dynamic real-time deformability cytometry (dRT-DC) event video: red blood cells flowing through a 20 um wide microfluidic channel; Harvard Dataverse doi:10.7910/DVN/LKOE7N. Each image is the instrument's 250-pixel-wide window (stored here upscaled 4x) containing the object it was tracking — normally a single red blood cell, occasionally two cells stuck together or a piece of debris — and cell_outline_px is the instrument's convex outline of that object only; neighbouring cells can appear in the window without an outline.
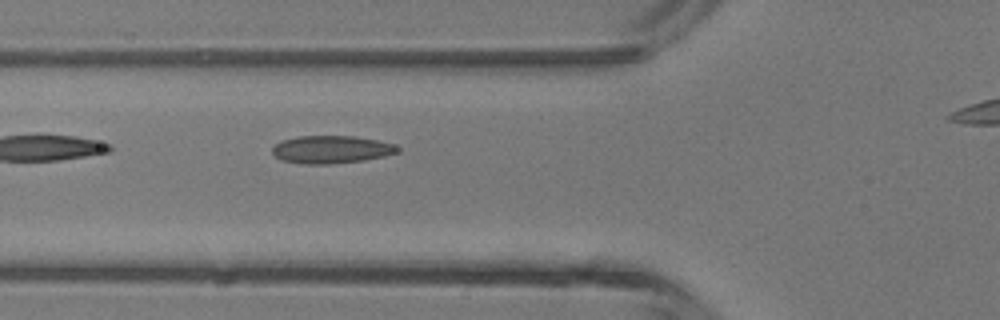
{"species": "common noctule bat (a hibernating species)", "species_latin": "Nyctalus noctula", "temperature_condition": "room temperature", "stored_images_in_passage": 27, "camera_frame_rate_fps": 3000, "um_per_image_px": 0.085, "animal": {"sex": "male", "body_mass_g": 13.3}, "frame": {"image": 1, "passage_image": 3, "time_ms": 0.667, "image_size_px": [1000, 320], "cell_outline_px": [[400, 152], [384, 156], [364, 160], [328, 164], [304, 164], [280, 160], [272, 152], [272, 148], [280, 140], [296, 136], [356, 136], [380, 140], [392, 144], [400, 148]], "centroid_in_image_um": [28.16, 12.7], "position_along_channel_um": 97.6, "area_um2": 20.4}}
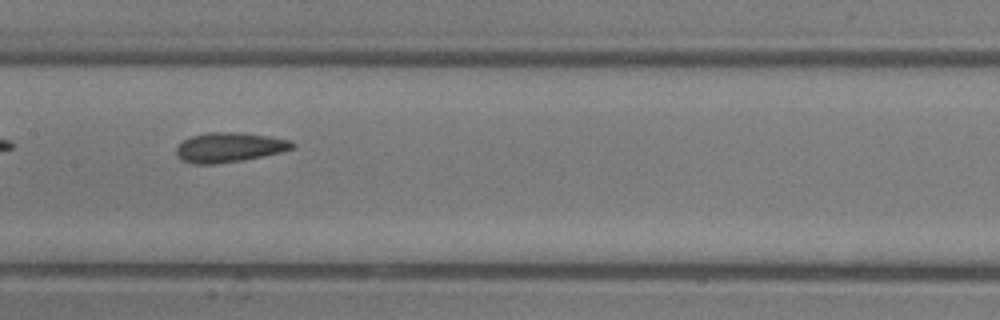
{"frame": {"image": 2, "passage_image": 9, "time_ms": 2.667, "image_size_px": [1000, 320], "cell_outline_px": [[296, 148], [280, 152], [240, 160], [216, 164], [192, 164], [180, 160], [176, 156], [176, 148], [184, 140], [192, 136], [208, 132], [236, 132], [268, 136], [292, 140], [296, 144]], "centroid_in_image_um": [19.48, 12.52], "position_along_channel_um": 187.9, "area_um2": 20.06}}
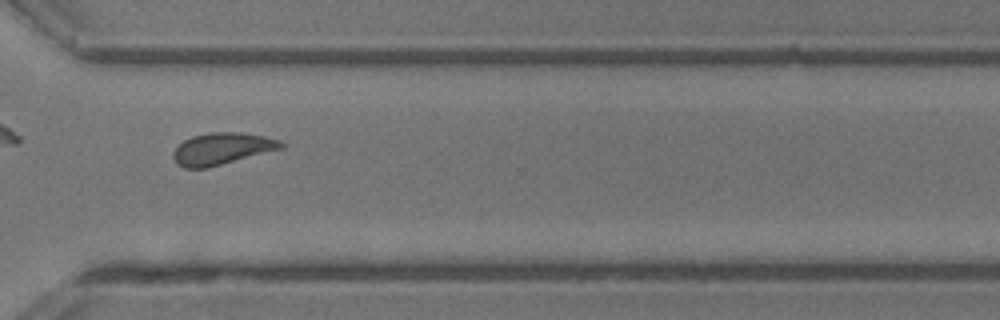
{"frame": {"image": 3, "passage_image": 20, "time_ms": 6.333, "image_size_px": [1000, 320], "cell_outline_px": [[284, 148], [208, 168], [184, 168], [176, 164], [172, 156], [172, 152], [184, 140], [192, 136], [208, 132], [244, 132], [264, 136], [280, 140], [284, 144]], "centroid_in_image_um": [18.87, 12.64], "position_along_channel_um": 351.7, "area_um2": 20.23}, "authors_computed_cell_mechanics": {"area_um2": 20.0566, "velocity_mm_per_s": 4.478, "shape_relaxation_time_tau1_ms": 7.6321, "shape_relaxation_time_tau2_ms": 1.2504, "deformation_change_tau1": 0.1354, "deformation_change_tau2": 0.0792}}